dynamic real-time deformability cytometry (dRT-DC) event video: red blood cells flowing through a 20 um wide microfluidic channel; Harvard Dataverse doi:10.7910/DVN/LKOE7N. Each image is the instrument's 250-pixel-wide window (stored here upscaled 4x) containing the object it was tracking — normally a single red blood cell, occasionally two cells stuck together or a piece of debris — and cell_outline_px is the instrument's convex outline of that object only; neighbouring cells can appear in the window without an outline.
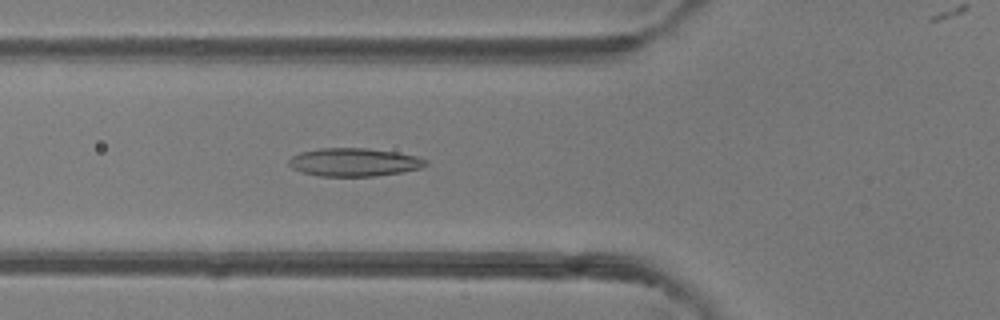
{"species": "common noctule bat (a hibernating species)", "species_latin": "Nyctalus noctula", "temperature_condition": "room temperature", "stored_images_in_passage": 30, "camera_frame_rate_fps": 3000, "um_per_image_px": 0.085, "animal": {"sex": "female"}, "frame": {"image": 1, "passage_image": 6, "time_ms": 1.667, "image_size_px": [1000, 320], "cell_outline_px": [[428, 164], [420, 168], [404, 172], [376, 176], [316, 176], [300, 172], [292, 168], [288, 164], [288, 160], [292, 156], [300, 152], [320, 148], [368, 148], [396, 152], [416, 156], [428, 160]], "centroid_in_image_um": [30.09, 13.79], "position_along_channel_um": 95.7, "area_um2": 22.72}}
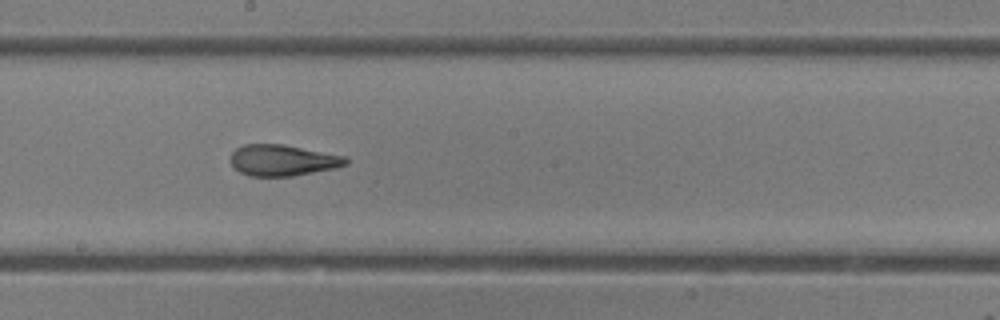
{"frame": {"image": 2, "passage_image": 15, "time_ms": 4.667, "image_size_px": [1000, 320], "cell_outline_px": [[348, 164], [336, 168], [292, 176], [248, 176], [232, 168], [232, 152], [236, 148], [244, 144], [284, 144], [348, 156]], "centroid_in_image_um": [24.06, 13.62], "position_along_channel_um": 224.1, "area_um2": 21.15}}
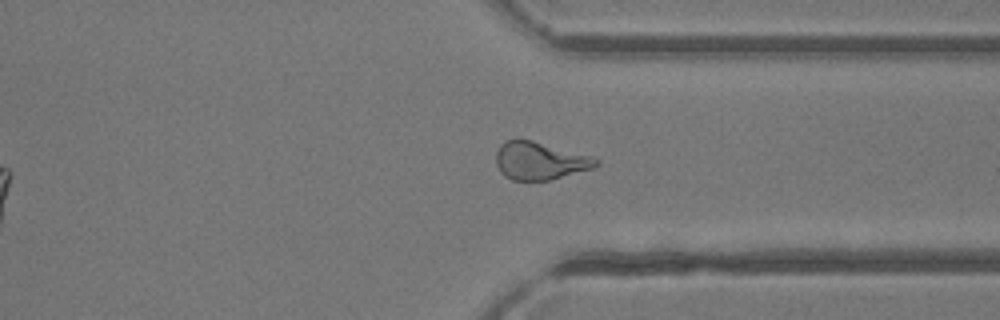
{"frame": {"image": 3, "passage_image": 25, "time_ms": 8.0, "image_size_px": [1000, 320], "cell_outline_px": [[600, 164], [592, 168], [548, 180], [512, 180], [504, 176], [500, 172], [496, 164], [496, 152], [500, 144], [504, 140], [532, 140], [588, 156], [600, 160]], "centroid_in_image_um": [45.83, 13.67], "position_along_channel_um": 365.6, "area_um2": 21.62}, "authors_computed_cell_mechanics": {"area_um2": 21.4727, "velocity_mm_per_s": 4.255, "shape_relaxation_time_tau1_ms": 6.6745, "shape_relaxation_time_tau2_ms": 1.4574, "deformation_change_tau1": 0.2051, "deformation_change_tau2": 0.0972}}